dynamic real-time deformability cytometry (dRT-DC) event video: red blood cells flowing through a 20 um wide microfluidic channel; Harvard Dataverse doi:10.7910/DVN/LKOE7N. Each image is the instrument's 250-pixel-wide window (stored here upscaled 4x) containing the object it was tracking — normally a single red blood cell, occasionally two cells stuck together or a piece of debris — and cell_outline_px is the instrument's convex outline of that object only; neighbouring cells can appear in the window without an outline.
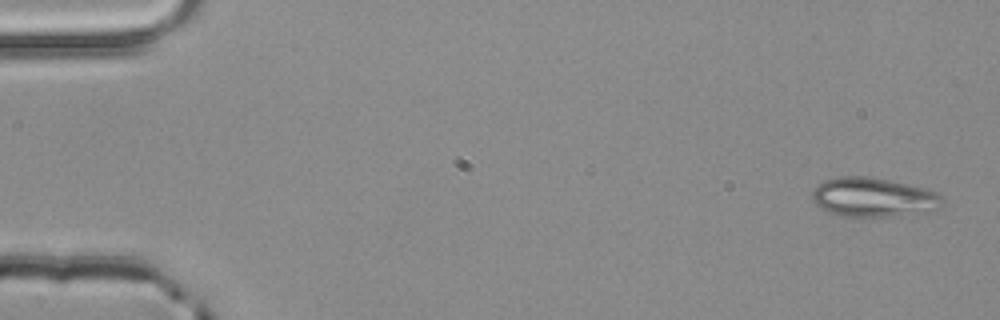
{"species": "common noctule bat (a hibernating species)", "species_latin": "Nyctalus noctula", "temperature_condition": "room temperature", "stored_images_in_passage": 3, "camera_frame_rate_fps": 3000, "um_per_image_px": 0.085, "animal": {"sex": "male", "body_mass_g": 20.4}, "frame": {"image": 1, "passage_image": 1, "time_ms": 0.0, "image_size_px": [1000, 320], "cell_outline_px": [[944, 200], [940, 208], [928, 212], [896, 216], [840, 216], [816, 204], [812, 200], [812, 192], [824, 180], [840, 176], [868, 176], [888, 180], [924, 188], [936, 192]], "centroid_in_image_um": [74.27, 16.77], "position_along_channel_um": 10.7, "area_um2": 29.54}}